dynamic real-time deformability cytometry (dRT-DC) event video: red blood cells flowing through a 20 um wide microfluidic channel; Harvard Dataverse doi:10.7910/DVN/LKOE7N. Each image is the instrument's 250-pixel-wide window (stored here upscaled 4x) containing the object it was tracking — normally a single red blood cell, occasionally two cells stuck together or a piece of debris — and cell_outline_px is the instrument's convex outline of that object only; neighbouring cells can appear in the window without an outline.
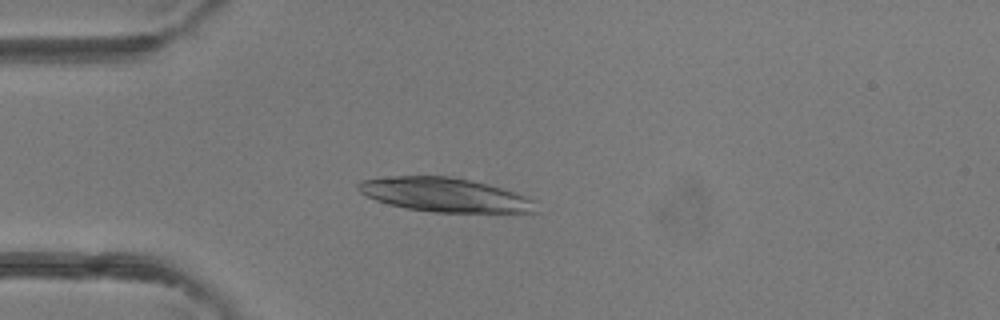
{"species": "common noctule bat (a hibernating species)", "species_latin": "Nyctalus noctula", "temperature_condition": "room temperature", "stored_images_in_passage": 4, "camera_frame_rate_fps": 3000, "um_per_image_px": 0.085, "animal": {"sex": "female"}, "frame": {"image": 1, "passage_image": 4, "time_ms": 3.333, "image_size_px": [1000, 320], "cell_outline_px": [[536, 212], [432, 212], [408, 208], [388, 204], [376, 200], [360, 192], [356, 188], [356, 184], [360, 180], [396, 176], [448, 176], [488, 184], [524, 196], [532, 200]], "centroid_in_image_um": [37.72, 16.55], "position_along_channel_um": 47.3, "area_um2": 34.62}}